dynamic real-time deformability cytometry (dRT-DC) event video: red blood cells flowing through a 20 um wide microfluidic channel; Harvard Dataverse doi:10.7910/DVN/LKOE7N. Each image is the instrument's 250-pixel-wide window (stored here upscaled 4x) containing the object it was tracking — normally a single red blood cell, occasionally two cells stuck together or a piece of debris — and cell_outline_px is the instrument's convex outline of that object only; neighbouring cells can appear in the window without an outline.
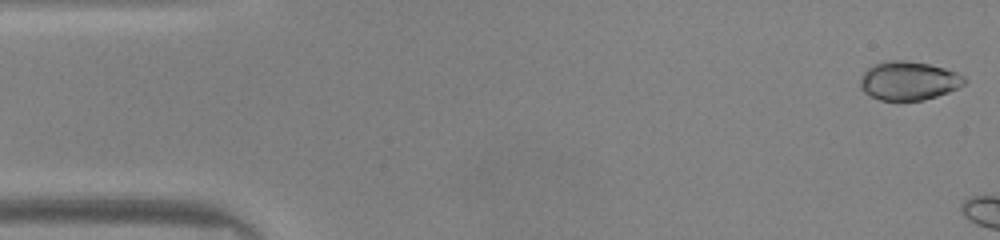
{"species": "common noctule bat (a hibernating species)", "species_latin": "Nyctalus noctula", "temperature_condition": "warm", "stored_images_in_passage": 4, "camera_frame_rate_fps": 3000, "um_per_image_px": 0.085, "animal": {"sex": "male", "body_mass_g": 20.0, "forearm_length_mm": 53.3}, "frame": {"image": 1, "passage_image": 1, "time_ms": 0.0, "image_size_px": [1000, 240], "cell_outline_px": [[968, 80], [964, 84], [948, 92], [924, 100], [880, 100], [868, 96], [860, 88], [860, 76], [872, 64], [884, 60], [908, 60], [928, 64], [944, 68], [956, 72], [964, 76]], "centroid_in_image_um": [77.19, 6.85], "position_along_channel_um": 7.8, "area_um2": 23.76}}